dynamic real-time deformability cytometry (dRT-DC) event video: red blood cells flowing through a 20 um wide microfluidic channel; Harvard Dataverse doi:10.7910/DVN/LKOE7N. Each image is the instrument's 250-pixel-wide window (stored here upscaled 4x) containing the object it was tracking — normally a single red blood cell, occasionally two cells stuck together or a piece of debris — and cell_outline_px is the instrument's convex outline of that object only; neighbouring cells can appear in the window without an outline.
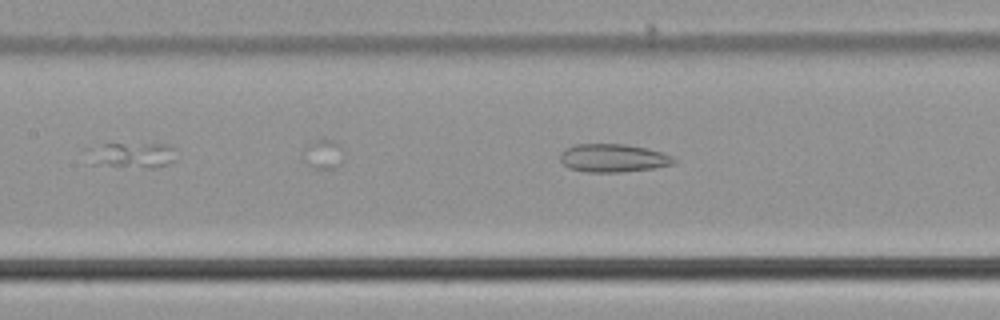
{"species": "common noctule bat (a hibernating species)", "species_latin": "Nyctalus noctula", "temperature_condition": "cold", "stored_images_in_passage": 33, "segment_of_instrument_passage": [1, 2], "camera_frame_rate_fps": 3000, "um_per_image_px": 0.085, "animal": {"sex": "male", "body_mass_g": 21.5, "forearm_length_mm": 52.0}, "frame": {"image": 1, "passage_image": 10, "time_ms": 3.0, "image_size_px": [1000, 320], "cell_outline_px": [[676, 160], [672, 164], [652, 168], [620, 172], [588, 172], [568, 168], [560, 160], [560, 152], [576, 144], [624, 144], [648, 148], [672, 156]], "centroid_in_image_um": [52.09, 13.43], "position_along_channel_um": 155.3, "area_um2": 18.5}}
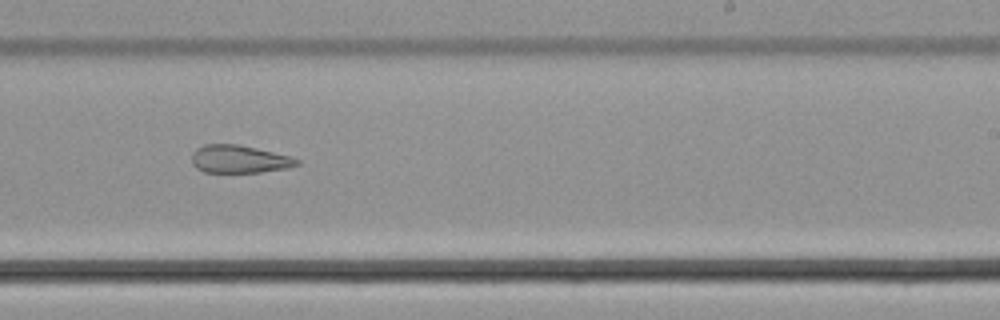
{"frame": {"image": 2, "passage_image": 19, "time_ms": 6.0, "image_size_px": [1000, 320], "cell_outline_px": [[300, 164], [288, 168], [260, 172], [204, 172], [196, 168], [192, 164], [192, 152], [196, 148], [204, 144], [240, 144], [288, 156], [300, 160]], "centroid_in_image_um": [20.3, 13.52], "position_along_channel_um": 268.7, "area_um2": 17.05}}
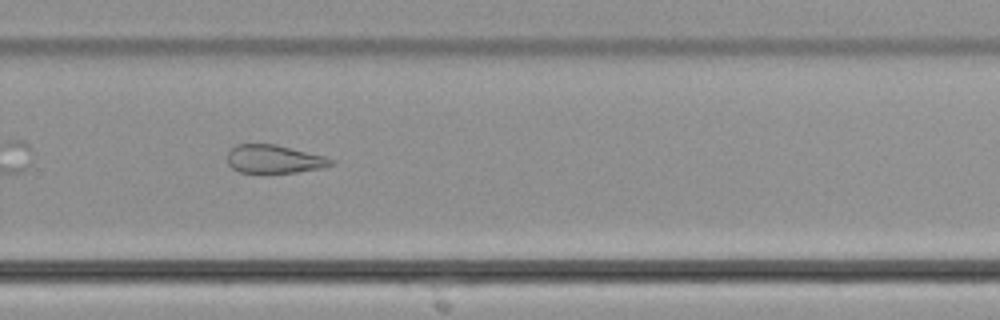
{"frame": {"image": 3, "passage_image": 22, "time_ms": 7.0, "image_size_px": [1000, 320], "cell_outline_px": [[332, 164], [320, 168], [296, 172], [240, 172], [232, 168], [228, 164], [228, 152], [236, 144], [276, 144], [324, 156], [332, 160]], "centroid_in_image_um": [23.26, 13.51], "position_along_channel_um": 306.5, "area_um2": 16.76}}